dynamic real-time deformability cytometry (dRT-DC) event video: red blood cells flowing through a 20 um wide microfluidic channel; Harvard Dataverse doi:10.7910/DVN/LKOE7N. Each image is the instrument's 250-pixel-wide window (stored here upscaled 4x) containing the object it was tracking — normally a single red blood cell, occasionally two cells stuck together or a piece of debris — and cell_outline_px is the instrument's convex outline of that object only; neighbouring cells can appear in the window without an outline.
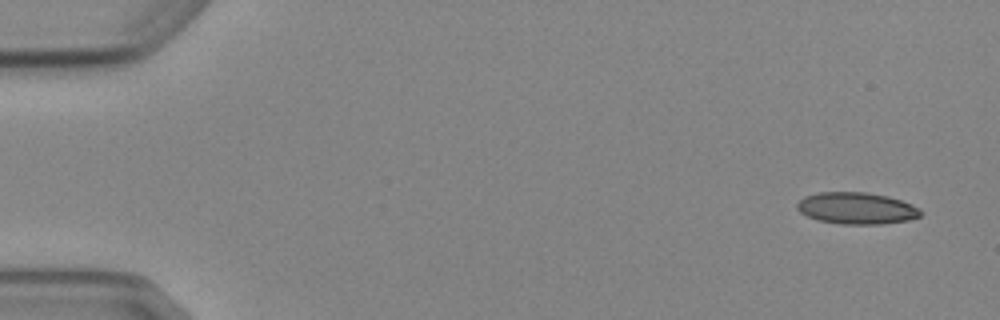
{"species": "Egyptian fruit bat (a non-hibernating species)", "species_latin": "Rousettus aegyptiacus", "temperature_condition": "cold", "stored_images_in_passage": 4, "camera_frame_rate_fps": 3000, "um_per_image_px": 0.085, "animal": {"sex": "female"}, "frame": {"image": 1, "passage_image": 1, "time_ms": 0.0, "image_size_px": [1000, 320], "cell_outline_px": [[924, 212], [920, 216], [908, 220], [880, 224], [840, 224], [820, 220], [808, 216], [800, 212], [796, 208], [796, 204], [804, 196], [820, 192], [868, 192], [888, 196], [912, 204], [920, 208]], "centroid_in_image_um": [72.83, 17.69], "position_along_channel_um": 12.2, "area_um2": 22.89}}
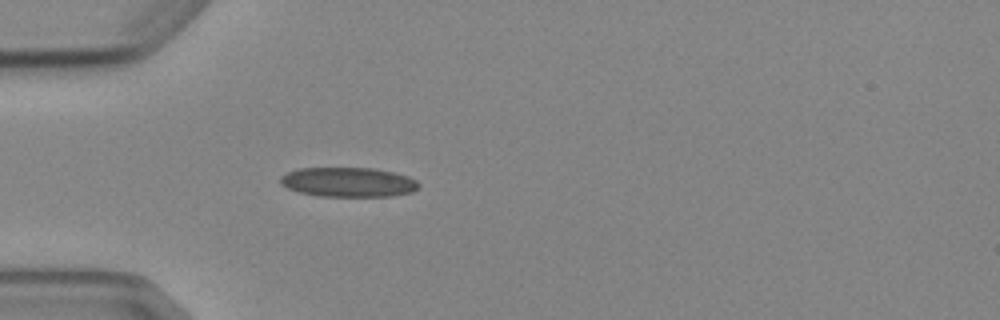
{"frame": {"image": 2, "passage_image": 4, "time_ms": 4.333, "image_size_px": [1000, 320], "cell_outline_px": [[420, 184], [412, 192], [392, 196], [320, 196], [300, 192], [288, 188], [280, 184], [280, 176], [288, 172], [300, 168], [372, 168], [392, 172], [408, 176], [416, 180]], "centroid_in_image_um": [29.6, 15.48], "position_along_channel_um": 55.4, "area_um2": 23.7}}